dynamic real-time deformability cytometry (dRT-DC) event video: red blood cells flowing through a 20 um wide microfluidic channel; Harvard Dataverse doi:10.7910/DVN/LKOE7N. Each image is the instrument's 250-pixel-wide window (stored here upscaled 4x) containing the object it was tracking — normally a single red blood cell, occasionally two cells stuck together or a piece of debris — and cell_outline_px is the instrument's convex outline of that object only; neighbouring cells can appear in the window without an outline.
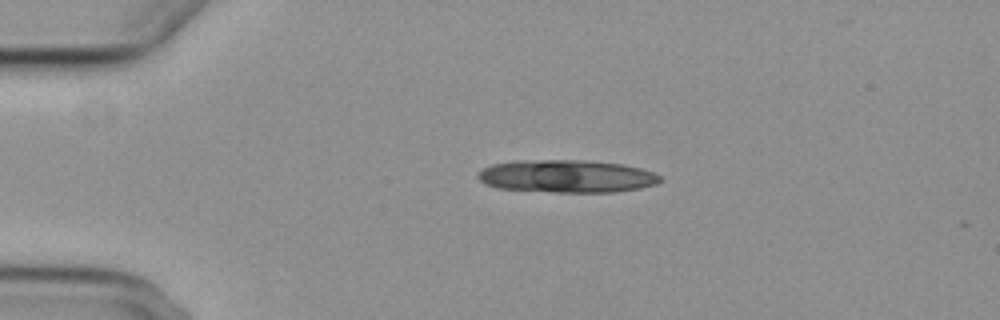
{"species": "common noctule bat (a hibernating species)", "species_latin": "Nyctalus noctula", "temperature_condition": "cold", "stored_images_in_passage": 7, "camera_frame_rate_fps": 3000, "um_per_image_px": 0.085, "animal": {"sex": "female", "body_mass_g": 29.2, "forearm_length_mm": 56.3}, "frame": {"image": 1, "passage_image": 2, "time_ms": 1.333, "image_size_px": [1000, 320], "cell_outline_px": [[664, 180], [656, 184], [640, 188], [616, 192], [556, 192], [496, 188], [484, 184], [476, 176], [484, 168], [492, 164], [516, 160], [588, 160], [624, 164], [640, 168], [652, 172], [660, 176]], "centroid_in_image_um": [48.18, 14.98], "position_along_channel_um": 36.8, "area_um2": 34.97}}
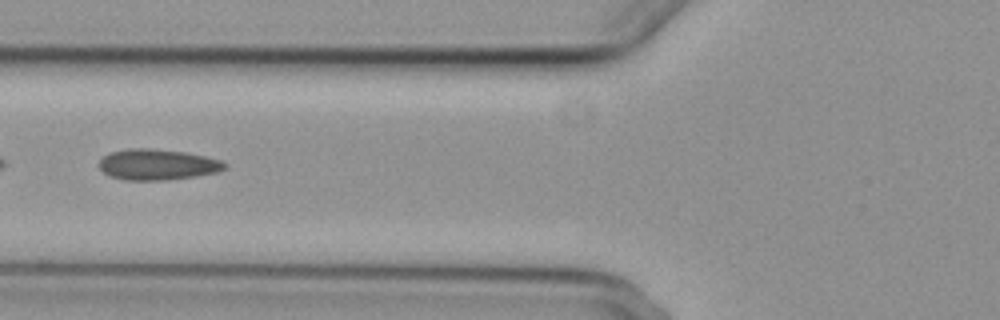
{"frame": {"image": 2, "passage_image": 5, "time_ms": 4.667, "image_size_px": [1000, 320], "cell_outline_px": [[228, 164], [224, 168], [216, 172], [196, 176], [168, 180], [124, 180], [108, 176], [100, 168], [100, 160], [108, 152], [128, 148], [148, 148], [188, 152], [220, 160]], "centroid_in_image_um": [13.36, 13.98], "position_along_channel_um": 112.4, "area_um2": 22.66}}
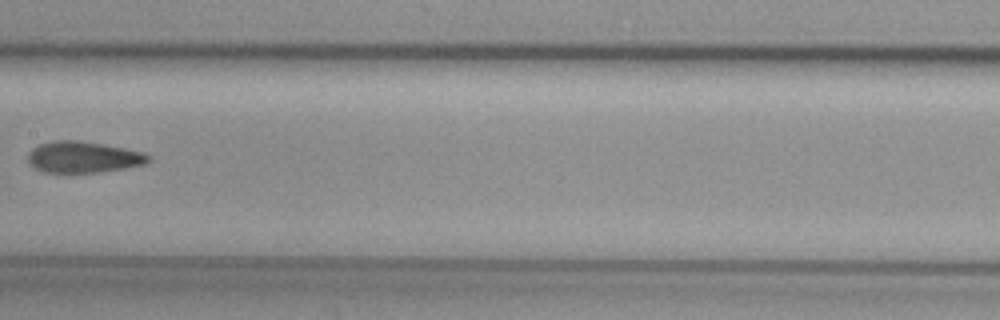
{"frame": {"image": 3, "passage_image": 7, "time_ms": 7.0, "image_size_px": [1000, 320], "cell_outline_px": [[152, 160], [144, 164], [124, 168], [96, 172], [44, 172], [28, 164], [28, 152], [32, 148], [40, 144], [56, 140], [76, 140], [124, 148], [144, 152], [152, 156]], "centroid_in_image_um": [7.08, 13.35], "position_along_channel_um": 200.3, "area_um2": 21.85}}